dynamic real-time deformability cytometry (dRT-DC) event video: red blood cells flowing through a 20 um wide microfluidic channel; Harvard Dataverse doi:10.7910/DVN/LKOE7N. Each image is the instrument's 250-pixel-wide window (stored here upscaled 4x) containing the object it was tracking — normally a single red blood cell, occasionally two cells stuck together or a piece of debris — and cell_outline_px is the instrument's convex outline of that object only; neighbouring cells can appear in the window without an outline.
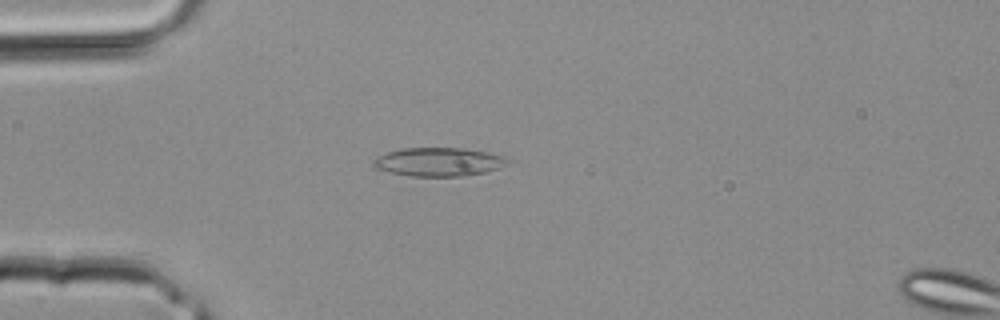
{"species": "common noctule bat (a hibernating species)", "species_latin": "Nyctalus noctula", "temperature_condition": "room temperature", "stored_images_in_passage": 2, "segment_of_instrument_passage": [1, 2], "camera_frame_rate_fps": 3000, "um_per_image_px": 0.085, "animal": {"sex": "male", "body_mass_g": 20.4}, "frame": {"image": 1, "passage_image": 1, "time_ms": 0.0, "image_size_px": [1000, 320], "cell_outline_px": [[512, 160], [488, 172], [468, 176], [412, 176], [392, 172], [376, 168], [372, 164], [372, 160], [376, 156], [388, 152], [404, 148], [464, 148], [488, 152], [504, 156]], "centroid_in_image_um": [37.3, 13.76], "position_along_channel_um": 47.7, "area_um2": 22.37}}